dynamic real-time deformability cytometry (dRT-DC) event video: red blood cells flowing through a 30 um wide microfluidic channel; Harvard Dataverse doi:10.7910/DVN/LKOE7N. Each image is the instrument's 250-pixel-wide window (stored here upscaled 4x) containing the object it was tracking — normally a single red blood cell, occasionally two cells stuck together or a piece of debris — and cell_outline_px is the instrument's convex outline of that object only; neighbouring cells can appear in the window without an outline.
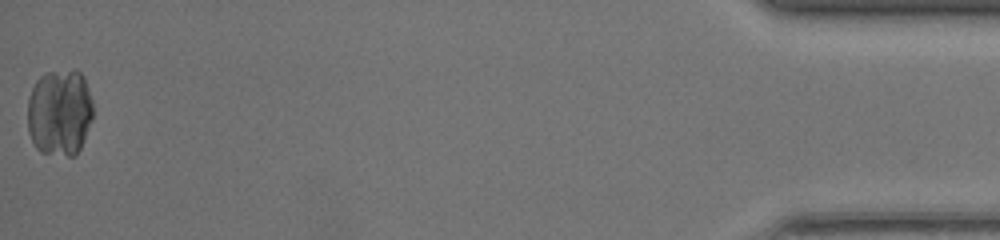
{"species": "common noctule bat (a hibernating species)", "species_latin": "Nyctalus noctula", "temperature_condition": "warm", "stored_images_in_passage": 47, "camera_frame_rate_fps": 3000, "um_per_image_px": 0.085, "animal": {"sex": "female", "body_mass_g": 17.0, "forearm_length_mm": 48.0}, "frame": {"image": 1, "passage_image": 47, "time_ms": 15.333, "image_size_px": [1000, 240], "cell_outline_px": [[92, 120], [80, 148], [76, 156], [68, 156], [40, 152], [36, 148], [28, 132], [28, 100], [32, 88], [36, 80], [40, 76], [48, 72], [76, 68], [84, 76], [92, 100]], "centroid_in_image_um": [5.08, 9.54], "position_along_channel_um": 430.1, "area_um2": 33.52}}